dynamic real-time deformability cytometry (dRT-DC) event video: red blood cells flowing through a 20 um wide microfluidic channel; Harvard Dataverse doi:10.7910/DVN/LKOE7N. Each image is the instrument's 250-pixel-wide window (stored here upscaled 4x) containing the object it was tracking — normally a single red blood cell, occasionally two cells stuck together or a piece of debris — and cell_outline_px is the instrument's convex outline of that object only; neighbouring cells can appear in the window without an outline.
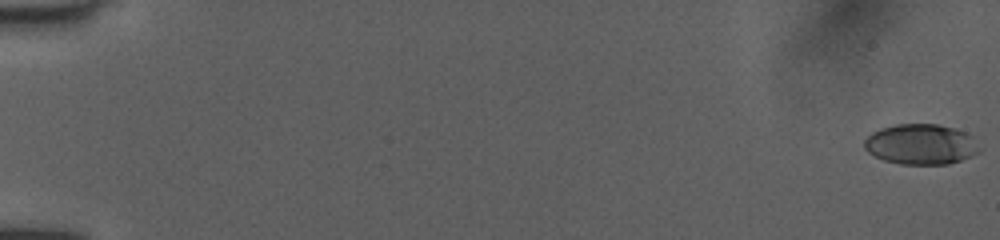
{"species": "human", "species_latin": "Homo sapiens", "temperature_condition": "room temperature", "stored_images_in_passage": 17, "camera_frame_rate_fps": 3000, "um_per_image_px": 0.085, "donor": {"sex": "female"}, "frame": {"image": 1, "passage_image": 1, "time_ms": 0.0, "image_size_px": [1000, 240], "cell_outline_px": [[984, 148], [980, 152], [972, 156], [948, 164], [900, 164], [884, 160], [868, 152], [864, 148], [864, 140], [872, 132], [880, 128], [896, 124], [936, 124], [952, 128], [964, 132], [972, 136]], "centroid_in_image_um": [78.31, 12.27], "position_along_channel_um": 6.7, "area_um2": 27.28}}
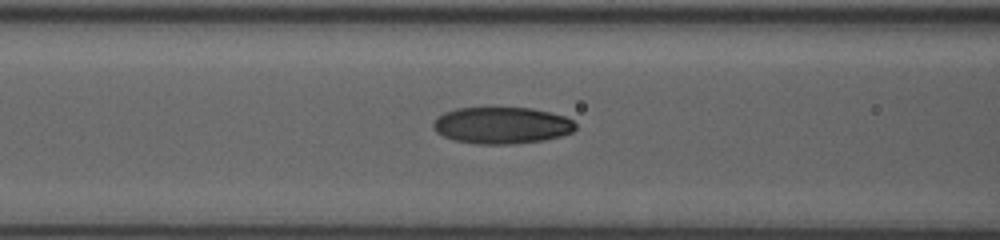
{"frame": {"image": 2, "passage_image": 15, "time_ms": 4.667, "image_size_px": [1000, 240], "cell_outline_px": [[576, 128], [572, 132], [560, 136], [544, 140], [512, 144], [476, 144], [456, 140], [444, 136], [436, 132], [432, 128], [432, 124], [436, 116], [444, 112], [456, 108], [532, 108], [564, 116], [572, 120], [576, 124]], "centroid_in_image_um": [42.62, 10.65], "position_along_channel_um": 124.0, "area_um2": 30.46}}
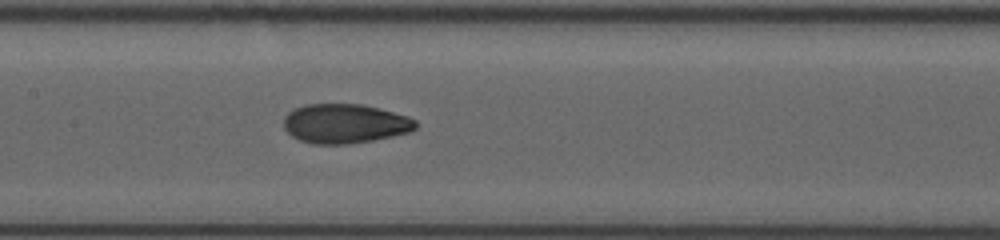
{"frame": {"image": 3, "passage_image": 17, "time_ms": 5.333, "image_size_px": [1000, 240], "cell_outline_px": [[416, 128], [408, 132], [392, 136], [372, 140], [348, 144], [312, 144], [300, 140], [292, 136], [284, 128], [284, 116], [288, 112], [304, 104], [364, 104], [380, 108], [408, 116], [416, 120]], "centroid_in_image_um": [29.31, 10.5], "position_along_channel_um": 178.1, "area_um2": 30.35}}